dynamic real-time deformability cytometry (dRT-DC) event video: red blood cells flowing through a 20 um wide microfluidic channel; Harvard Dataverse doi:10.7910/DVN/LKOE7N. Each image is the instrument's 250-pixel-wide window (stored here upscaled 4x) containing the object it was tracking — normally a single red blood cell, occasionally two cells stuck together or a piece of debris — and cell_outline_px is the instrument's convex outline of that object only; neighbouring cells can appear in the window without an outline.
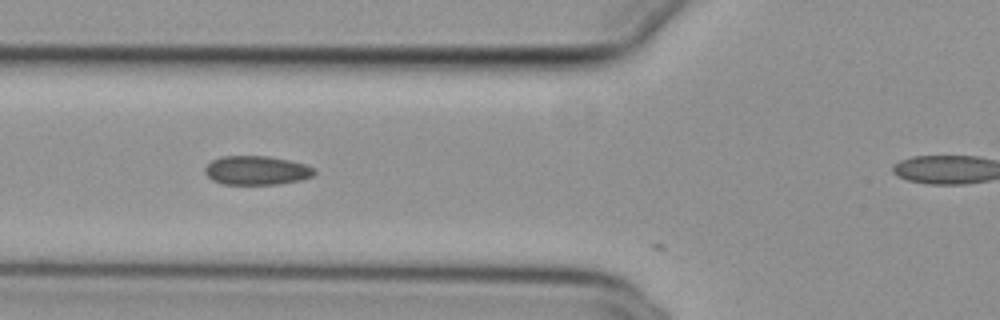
{"species": "common noctule bat (a hibernating species)", "species_latin": "Nyctalus noctula", "temperature_condition": "cold", "stored_images_in_passage": 5, "camera_frame_rate_fps": 3000, "um_per_image_px": 0.085, "animal": {"sex": "female", "body_mass_g": 29.2, "forearm_length_mm": 56.3}, "frame": {"image": 1, "passage_image": 2, "time_ms": 0.333, "image_size_px": [1000, 320], "cell_outline_px": [[316, 172], [312, 176], [300, 180], [276, 184], [224, 184], [212, 180], [204, 172], [204, 168], [212, 160], [220, 156], [268, 156], [288, 160], [304, 164], [312, 168]], "centroid_in_image_um": [21.77, 14.48], "position_along_channel_um": 104.0, "area_um2": 18.32}}